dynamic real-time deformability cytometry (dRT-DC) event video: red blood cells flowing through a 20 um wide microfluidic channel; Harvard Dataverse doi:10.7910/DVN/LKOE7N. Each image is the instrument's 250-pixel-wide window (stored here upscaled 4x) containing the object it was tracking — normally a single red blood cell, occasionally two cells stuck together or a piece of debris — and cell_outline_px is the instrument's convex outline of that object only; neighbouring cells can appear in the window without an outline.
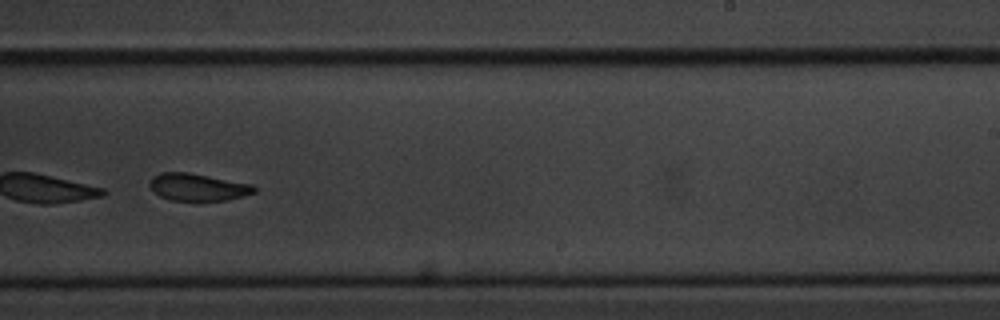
{"species": "common noctule bat (a hibernating species)", "species_latin": "Nyctalus noctula", "temperature_condition": "cold", "stored_images_in_passage": 55, "segment_of_instrument_passage": [2, 2], "camera_frame_rate_fps": 3000, "um_per_image_px": 0.085, "animal": {"sex": "male", "body_mass_g": 20.1, "forearm_length_mm": 53.5}, "frame": {"image": 1, "passage_image": 35, "time_ms": 11.333, "image_size_px": [1000, 320], "cell_outline_px": [[256, 192], [228, 200], [172, 200], [160, 196], [148, 184], [152, 176], [160, 172], [188, 172], [252, 184], [256, 188]], "centroid_in_image_um": [16.81, 15.89], "position_along_channel_um": 272.2, "area_um2": 16.47}}
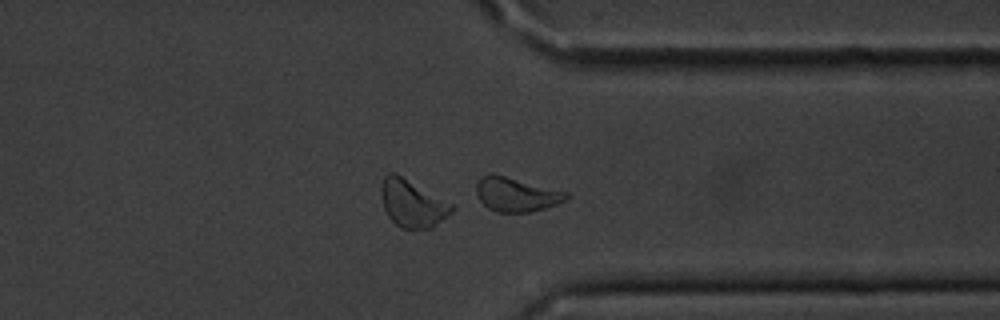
{"frame": {"image": 2, "passage_image": 43, "time_ms": 14.0, "image_size_px": [1000, 320], "cell_outline_px": [[572, 196], [556, 204], [544, 208], [528, 212], [496, 212], [488, 208], [480, 200], [476, 192], [476, 184], [480, 176], [488, 172], [492, 172], [568, 192]], "centroid_in_image_um": [43.85, 16.5], "position_along_channel_um": 367.5, "area_um2": 18.09}}